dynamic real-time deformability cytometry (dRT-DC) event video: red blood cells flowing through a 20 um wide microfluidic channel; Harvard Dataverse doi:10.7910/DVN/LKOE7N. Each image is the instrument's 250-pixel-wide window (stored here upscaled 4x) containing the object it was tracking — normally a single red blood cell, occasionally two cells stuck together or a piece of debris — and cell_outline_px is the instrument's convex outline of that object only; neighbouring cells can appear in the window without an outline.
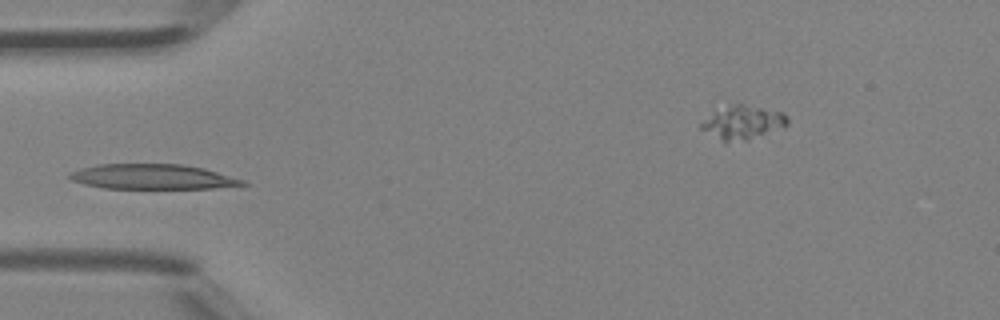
{"species": "Egyptian fruit bat (a non-hibernating species)", "species_latin": "Rousettus aegyptiacus", "temperature_condition": "room temperature", "stored_images_in_passage": 3, "camera_frame_rate_fps": 3000, "um_per_image_px": 0.085, "animal": {"sex": "female"}, "frame": {"image": 1, "passage_image": 3, "time_ms": 0.667, "image_size_px": [1000, 320], "cell_outline_px": [[252, 184], [212, 188], [104, 188], [84, 184], [72, 180], [68, 176], [68, 172], [80, 168], [100, 164], [184, 164], [204, 168], [244, 180]], "centroid_in_image_um": [12.96, 15.02], "position_along_channel_um": 72.0, "area_um2": 25.2}}